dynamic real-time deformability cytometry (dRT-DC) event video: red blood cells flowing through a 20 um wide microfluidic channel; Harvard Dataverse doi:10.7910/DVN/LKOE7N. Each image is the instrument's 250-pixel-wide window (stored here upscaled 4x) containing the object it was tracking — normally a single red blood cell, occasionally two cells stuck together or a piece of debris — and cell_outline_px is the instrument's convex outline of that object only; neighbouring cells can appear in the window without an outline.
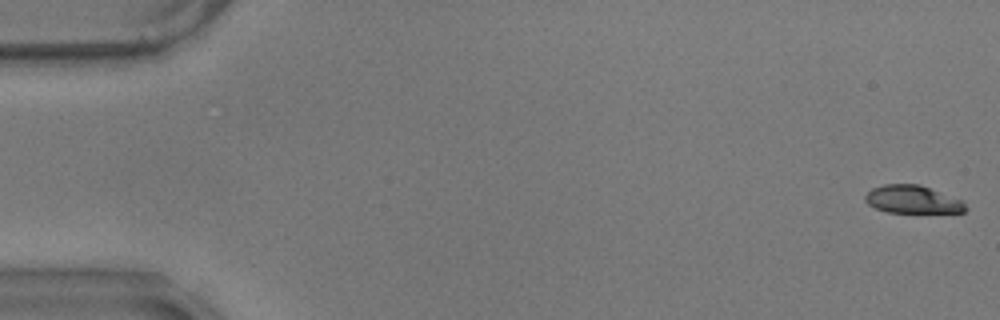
{"species": "common noctule bat (a hibernating species)", "species_latin": "Nyctalus noctula", "temperature_condition": "warm", "stored_images_in_passage": 58, "camera_frame_rate_fps": 3000, "um_per_image_px": 0.085, "animal": {"sex": "male", "body_mass_g": 17.9}, "frame": {"image": 1, "passage_image": 1, "time_ms": 0.0, "image_size_px": [1000, 320], "cell_outline_px": [[968, 208], [964, 212], [888, 212], [876, 208], [868, 204], [864, 200], [864, 196], [872, 188], [884, 184], [920, 184], [964, 200]], "centroid_in_image_um": [77.6, 16.94], "position_along_channel_um": 7.4, "area_um2": 16.42}}
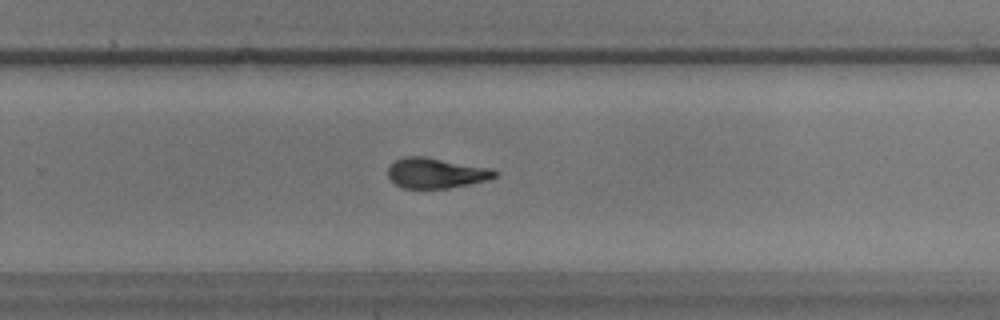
{"frame": {"image": 2, "passage_image": 38, "time_ms": 12.333, "image_size_px": [1000, 320], "cell_outline_px": [[500, 172], [496, 176], [488, 180], [448, 188], [404, 188], [396, 184], [388, 176], [388, 168], [396, 160], [404, 156], [424, 156], [492, 168]], "centroid_in_image_um": [37.1, 14.7], "position_along_channel_um": 292.7, "area_um2": 18.84}}
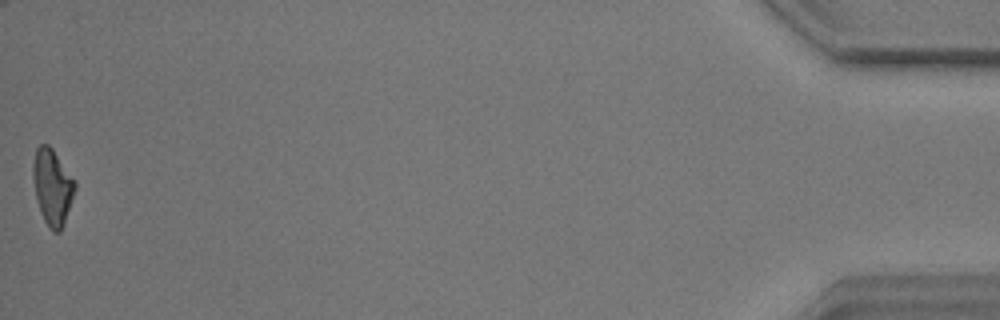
{"frame": {"image": 3, "passage_image": 58, "time_ms": 19.0, "image_size_px": [1000, 320], "cell_outline_px": [[76, 188], [64, 224], [60, 232], [52, 232], [48, 228], [40, 212], [36, 200], [32, 176], [32, 164], [36, 148], [40, 144], [48, 144], [52, 148], [76, 180]], "centroid_in_image_um": [4.45, 15.89], "position_along_channel_um": 430.8, "area_um2": 18.9}, "authors_computed_cell_mechanics": {"area_um2": 18.8428, "velocity_mm_per_s": 3.5003, "shape_relaxation_time_tau1_ms": 4.276, "shape_relaxation_time_tau2_ms": 2.4144, "deformation_change_tau1": 0.1735, "deformation_change_tau2": 0.0678}}